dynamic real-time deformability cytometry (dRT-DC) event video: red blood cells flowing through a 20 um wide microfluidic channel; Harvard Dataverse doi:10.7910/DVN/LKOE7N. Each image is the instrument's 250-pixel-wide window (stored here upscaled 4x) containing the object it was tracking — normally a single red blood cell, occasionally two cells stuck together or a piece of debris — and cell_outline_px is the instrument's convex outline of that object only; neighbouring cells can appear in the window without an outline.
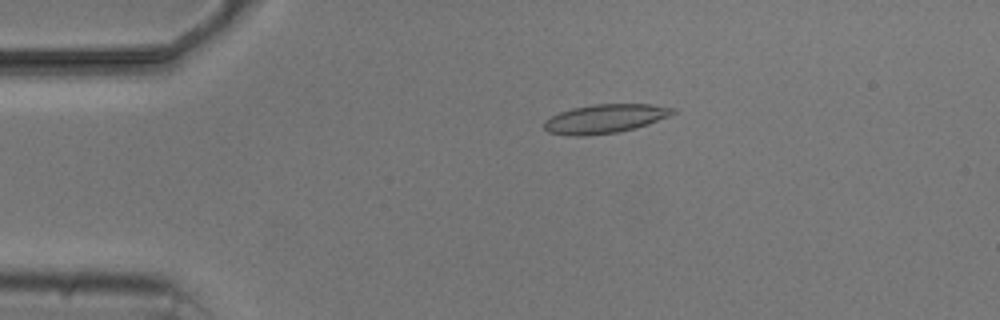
{"species": "common noctule bat (a hibernating species)", "species_latin": "Nyctalus noctula", "temperature_condition": "cold", "stored_images_in_passage": 7, "camera_frame_rate_fps": 3000, "um_per_image_px": 0.085, "animal": {"sex": "male", "body_mass_g": 20.5, "forearm_length_mm": 52.5}, "frame": {"image": 1, "passage_image": 7, "time_ms": 7.333, "image_size_px": [1000, 320], "cell_outline_px": [[676, 112], [668, 116], [648, 124], [636, 128], [616, 132], [588, 136], [568, 136], [548, 132], [544, 128], [544, 120], [560, 112], [572, 108], [592, 104], [652, 104], [676, 108]], "centroid_in_image_um": [51.41, 10.09], "position_along_channel_um": 33.6, "area_um2": 21.79}}